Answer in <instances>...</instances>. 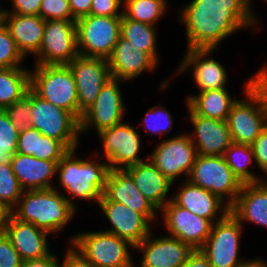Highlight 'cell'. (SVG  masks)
I'll list each match as a JSON object with an SVG mask.
<instances>
[{
  "mask_svg": "<svg viewBox=\"0 0 267 267\" xmlns=\"http://www.w3.org/2000/svg\"><path fill=\"white\" fill-rule=\"evenodd\" d=\"M251 0H191L179 13L186 28L187 49H218L241 29L258 28ZM252 6V7H251Z\"/></svg>",
  "mask_w": 267,
  "mask_h": 267,
  "instance_id": "obj_1",
  "label": "cell"
},
{
  "mask_svg": "<svg viewBox=\"0 0 267 267\" xmlns=\"http://www.w3.org/2000/svg\"><path fill=\"white\" fill-rule=\"evenodd\" d=\"M77 148L70 150L58 163L57 173L59 187L68 193L67 201L77 210L73 199L79 198L90 202L100 201L105 190L106 178L109 172L108 163L76 158ZM92 200V201H91Z\"/></svg>",
  "mask_w": 267,
  "mask_h": 267,
  "instance_id": "obj_2",
  "label": "cell"
},
{
  "mask_svg": "<svg viewBox=\"0 0 267 267\" xmlns=\"http://www.w3.org/2000/svg\"><path fill=\"white\" fill-rule=\"evenodd\" d=\"M58 189L56 186L45 190L23 191L11 213L17 219L32 223L50 235L62 232L77 210Z\"/></svg>",
  "mask_w": 267,
  "mask_h": 267,
  "instance_id": "obj_3",
  "label": "cell"
},
{
  "mask_svg": "<svg viewBox=\"0 0 267 267\" xmlns=\"http://www.w3.org/2000/svg\"><path fill=\"white\" fill-rule=\"evenodd\" d=\"M30 89L78 119L77 87L68 65H35L30 71Z\"/></svg>",
  "mask_w": 267,
  "mask_h": 267,
  "instance_id": "obj_4",
  "label": "cell"
},
{
  "mask_svg": "<svg viewBox=\"0 0 267 267\" xmlns=\"http://www.w3.org/2000/svg\"><path fill=\"white\" fill-rule=\"evenodd\" d=\"M70 244L78 250L94 267H119L132 261L129 241L102 231H88L74 235Z\"/></svg>",
  "mask_w": 267,
  "mask_h": 267,
  "instance_id": "obj_5",
  "label": "cell"
},
{
  "mask_svg": "<svg viewBox=\"0 0 267 267\" xmlns=\"http://www.w3.org/2000/svg\"><path fill=\"white\" fill-rule=\"evenodd\" d=\"M187 180L217 195L229 207L235 202L243 185L224 156L215 155H197Z\"/></svg>",
  "mask_w": 267,
  "mask_h": 267,
  "instance_id": "obj_6",
  "label": "cell"
},
{
  "mask_svg": "<svg viewBox=\"0 0 267 267\" xmlns=\"http://www.w3.org/2000/svg\"><path fill=\"white\" fill-rule=\"evenodd\" d=\"M31 127L61 141L69 150L78 148L80 121L70 112L40 98L30 89Z\"/></svg>",
  "mask_w": 267,
  "mask_h": 267,
  "instance_id": "obj_7",
  "label": "cell"
},
{
  "mask_svg": "<svg viewBox=\"0 0 267 267\" xmlns=\"http://www.w3.org/2000/svg\"><path fill=\"white\" fill-rule=\"evenodd\" d=\"M243 99H238L231 107L227 125L234 143L252 145L267 128V107L250 88V78L243 87Z\"/></svg>",
  "mask_w": 267,
  "mask_h": 267,
  "instance_id": "obj_8",
  "label": "cell"
},
{
  "mask_svg": "<svg viewBox=\"0 0 267 267\" xmlns=\"http://www.w3.org/2000/svg\"><path fill=\"white\" fill-rule=\"evenodd\" d=\"M122 16L88 15L76 21L78 52L81 56L108 59L120 37Z\"/></svg>",
  "mask_w": 267,
  "mask_h": 267,
  "instance_id": "obj_9",
  "label": "cell"
},
{
  "mask_svg": "<svg viewBox=\"0 0 267 267\" xmlns=\"http://www.w3.org/2000/svg\"><path fill=\"white\" fill-rule=\"evenodd\" d=\"M243 225L229 211L213 224L211 233L200 248L212 267H240L245 261L239 258Z\"/></svg>",
  "mask_w": 267,
  "mask_h": 267,
  "instance_id": "obj_10",
  "label": "cell"
},
{
  "mask_svg": "<svg viewBox=\"0 0 267 267\" xmlns=\"http://www.w3.org/2000/svg\"><path fill=\"white\" fill-rule=\"evenodd\" d=\"M79 55L76 20H47L35 65H68Z\"/></svg>",
  "mask_w": 267,
  "mask_h": 267,
  "instance_id": "obj_11",
  "label": "cell"
},
{
  "mask_svg": "<svg viewBox=\"0 0 267 267\" xmlns=\"http://www.w3.org/2000/svg\"><path fill=\"white\" fill-rule=\"evenodd\" d=\"M129 123H120L98 133L109 169L125 170L148 159L140 158V132Z\"/></svg>",
  "mask_w": 267,
  "mask_h": 267,
  "instance_id": "obj_12",
  "label": "cell"
},
{
  "mask_svg": "<svg viewBox=\"0 0 267 267\" xmlns=\"http://www.w3.org/2000/svg\"><path fill=\"white\" fill-rule=\"evenodd\" d=\"M197 155L190 135L182 133L160 141L148 159L174 184L182 175L187 180Z\"/></svg>",
  "mask_w": 267,
  "mask_h": 267,
  "instance_id": "obj_13",
  "label": "cell"
},
{
  "mask_svg": "<svg viewBox=\"0 0 267 267\" xmlns=\"http://www.w3.org/2000/svg\"><path fill=\"white\" fill-rule=\"evenodd\" d=\"M126 83L116 78L109 79L101 88L98 97L80 119V134L88 132L92 127L96 134L123 122L125 117L124 97L120 83Z\"/></svg>",
  "mask_w": 267,
  "mask_h": 267,
  "instance_id": "obj_14",
  "label": "cell"
},
{
  "mask_svg": "<svg viewBox=\"0 0 267 267\" xmlns=\"http://www.w3.org/2000/svg\"><path fill=\"white\" fill-rule=\"evenodd\" d=\"M70 67L78 93V120L92 106L103 85L112 78L108 59L78 55Z\"/></svg>",
  "mask_w": 267,
  "mask_h": 267,
  "instance_id": "obj_15",
  "label": "cell"
},
{
  "mask_svg": "<svg viewBox=\"0 0 267 267\" xmlns=\"http://www.w3.org/2000/svg\"><path fill=\"white\" fill-rule=\"evenodd\" d=\"M159 212L168 235L178 238L194 250L203 246L214 224L211 220L177 205L172 199Z\"/></svg>",
  "mask_w": 267,
  "mask_h": 267,
  "instance_id": "obj_16",
  "label": "cell"
},
{
  "mask_svg": "<svg viewBox=\"0 0 267 267\" xmlns=\"http://www.w3.org/2000/svg\"><path fill=\"white\" fill-rule=\"evenodd\" d=\"M218 49H187L175 76L189 72L193 74V80L198 87V92L227 89L228 73L213 53ZM177 73V74H176Z\"/></svg>",
  "mask_w": 267,
  "mask_h": 267,
  "instance_id": "obj_17",
  "label": "cell"
},
{
  "mask_svg": "<svg viewBox=\"0 0 267 267\" xmlns=\"http://www.w3.org/2000/svg\"><path fill=\"white\" fill-rule=\"evenodd\" d=\"M150 233L136 247L142 254L140 267H182L194 249L172 236Z\"/></svg>",
  "mask_w": 267,
  "mask_h": 267,
  "instance_id": "obj_18",
  "label": "cell"
},
{
  "mask_svg": "<svg viewBox=\"0 0 267 267\" xmlns=\"http://www.w3.org/2000/svg\"><path fill=\"white\" fill-rule=\"evenodd\" d=\"M100 201H116L142 214L149 222L156 220L159 211L136 187L125 170L109 169L105 190Z\"/></svg>",
  "mask_w": 267,
  "mask_h": 267,
  "instance_id": "obj_19",
  "label": "cell"
},
{
  "mask_svg": "<svg viewBox=\"0 0 267 267\" xmlns=\"http://www.w3.org/2000/svg\"><path fill=\"white\" fill-rule=\"evenodd\" d=\"M111 228L104 230L129 241L135 247L152 231L151 223L140 213L116 201H99Z\"/></svg>",
  "mask_w": 267,
  "mask_h": 267,
  "instance_id": "obj_20",
  "label": "cell"
},
{
  "mask_svg": "<svg viewBox=\"0 0 267 267\" xmlns=\"http://www.w3.org/2000/svg\"><path fill=\"white\" fill-rule=\"evenodd\" d=\"M193 133H189L198 155L223 156L232 143L226 121L196 115L187 106Z\"/></svg>",
  "mask_w": 267,
  "mask_h": 267,
  "instance_id": "obj_21",
  "label": "cell"
},
{
  "mask_svg": "<svg viewBox=\"0 0 267 267\" xmlns=\"http://www.w3.org/2000/svg\"><path fill=\"white\" fill-rule=\"evenodd\" d=\"M3 231L22 261L44 256L50 251L47 241L49 233L17 219L11 212L5 217Z\"/></svg>",
  "mask_w": 267,
  "mask_h": 267,
  "instance_id": "obj_22",
  "label": "cell"
},
{
  "mask_svg": "<svg viewBox=\"0 0 267 267\" xmlns=\"http://www.w3.org/2000/svg\"><path fill=\"white\" fill-rule=\"evenodd\" d=\"M111 76L125 82L132 81L140 74L158 68V63L148 54L138 50L121 36L108 58Z\"/></svg>",
  "mask_w": 267,
  "mask_h": 267,
  "instance_id": "obj_23",
  "label": "cell"
},
{
  "mask_svg": "<svg viewBox=\"0 0 267 267\" xmlns=\"http://www.w3.org/2000/svg\"><path fill=\"white\" fill-rule=\"evenodd\" d=\"M9 160L12 171L24 191L45 190L56 186H53L52 181L56 178L53 176L57 173V165L60 161L42 160L17 152Z\"/></svg>",
  "mask_w": 267,
  "mask_h": 267,
  "instance_id": "obj_24",
  "label": "cell"
},
{
  "mask_svg": "<svg viewBox=\"0 0 267 267\" xmlns=\"http://www.w3.org/2000/svg\"><path fill=\"white\" fill-rule=\"evenodd\" d=\"M180 185L172 200L190 212L211 220L213 223L221 220L230 210V207L217 195L212 194L188 180Z\"/></svg>",
  "mask_w": 267,
  "mask_h": 267,
  "instance_id": "obj_25",
  "label": "cell"
},
{
  "mask_svg": "<svg viewBox=\"0 0 267 267\" xmlns=\"http://www.w3.org/2000/svg\"><path fill=\"white\" fill-rule=\"evenodd\" d=\"M229 211L243 226L248 222L267 228V182L243 184Z\"/></svg>",
  "mask_w": 267,
  "mask_h": 267,
  "instance_id": "obj_26",
  "label": "cell"
},
{
  "mask_svg": "<svg viewBox=\"0 0 267 267\" xmlns=\"http://www.w3.org/2000/svg\"><path fill=\"white\" fill-rule=\"evenodd\" d=\"M125 171L132 177L136 187L152 205L160 211L172 199L168 197L172 188L170 181L149 159L128 167Z\"/></svg>",
  "mask_w": 267,
  "mask_h": 267,
  "instance_id": "obj_27",
  "label": "cell"
},
{
  "mask_svg": "<svg viewBox=\"0 0 267 267\" xmlns=\"http://www.w3.org/2000/svg\"><path fill=\"white\" fill-rule=\"evenodd\" d=\"M4 24L25 59L28 54L35 56L38 53L43 38L45 20L39 15L5 13Z\"/></svg>",
  "mask_w": 267,
  "mask_h": 267,
  "instance_id": "obj_28",
  "label": "cell"
},
{
  "mask_svg": "<svg viewBox=\"0 0 267 267\" xmlns=\"http://www.w3.org/2000/svg\"><path fill=\"white\" fill-rule=\"evenodd\" d=\"M238 100L227 89H213L186 97V105L199 116L226 121L232 105Z\"/></svg>",
  "mask_w": 267,
  "mask_h": 267,
  "instance_id": "obj_29",
  "label": "cell"
},
{
  "mask_svg": "<svg viewBox=\"0 0 267 267\" xmlns=\"http://www.w3.org/2000/svg\"><path fill=\"white\" fill-rule=\"evenodd\" d=\"M156 31V26L134 21L122 15L120 36L138 50L148 53L159 64Z\"/></svg>",
  "mask_w": 267,
  "mask_h": 267,
  "instance_id": "obj_30",
  "label": "cell"
},
{
  "mask_svg": "<svg viewBox=\"0 0 267 267\" xmlns=\"http://www.w3.org/2000/svg\"><path fill=\"white\" fill-rule=\"evenodd\" d=\"M30 89V70L25 67L0 68V110L21 99Z\"/></svg>",
  "mask_w": 267,
  "mask_h": 267,
  "instance_id": "obj_31",
  "label": "cell"
},
{
  "mask_svg": "<svg viewBox=\"0 0 267 267\" xmlns=\"http://www.w3.org/2000/svg\"><path fill=\"white\" fill-rule=\"evenodd\" d=\"M223 156L234 175L242 184L256 183L263 180L261 176H257L248 169L250 168L249 165H252L253 161H255L252 145L232 142Z\"/></svg>",
  "mask_w": 267,
  "mask_h": 267,
  "instance_id": "obj_32",
  "label": "cell"
},
{
  "mask_svg": "<svg viewBox=\"0 0 267 267\" xmlns=\"http://www.w3.org/2000/svg\"><path fill=\"white\" fill-rule=\"evenodd\" d=\"M123 3V14L127 18L153 26L169 7L167 0H123Z\"/></svg>",
  "mask_w": 267,
  "mask_h": 267,
  "instance_id": "obj_33",
  "label": "cell"
},
{
  "mask_svg": "<svg viewBox=\"0 0 267 267\" xmlns=\"http://www.w3.org/2000/svg\"><path fill=\"white\" fill-rule=\"evenodd\" d=\"M23 189L12 171L10 160L0 162V206L11 212L18 204Z\"/></svg>",
  "mask_w": 267,
  "mask_h": 267,
  "instance_id": "obj_34",
  "label": "cell"
},
{
  "mask_svg": "<svg viewBox=\"0 0 267 267\" xmlns=\"http://www.w3.org/2000/svg\"><path fill=\"white\" fill-rule=\"evenodd\" d=\"M144 115L143 126L145 131L155 135H167L172 130L173 118L166 107L158 104L148 108Z\"/></svg>",
  "mask_w": 267,
  "mask_h": 267,
  "instance_id": "obj_35",
  "label": "cell"
},
{
  "mask_svg": "<svg viewBox=\"0 0 267 267\" xmlns=\"http://www.w3.org/2000/svg\"><path fill=\"white\" fill-rule=\"evenodd\" d=\"M23 55L19 52L9 29L4 25L0 27V68L24 67Z\"/></svg>",
  "mask_w": 267,
  "mask_h": 267,
  "instance_id": "obj_36",
  "label": "cell"
},
{
  "mask_svg": "<svg viewBox=\"0 0 267 267\" xmlns=\"http://www.w3.org/2000/svg\"><path fill=\"white\" fill-rule=\"evenodd\" d=\"M5 111L9 115L12 125L18 131L31 127L30 89L26 95L9 105Z\"/></svg>",
  "mask_w": 267,
  "mask_h": 267,
  "instance_id": "obj_37",
  "label": "cell"
},
{
  "mask_svg": "<svg viewBox=\"0 0 267 267\" xmlns=\"http://www.w3.org/2000/svg\"><path fill=\"white\" fill-rule=\"evenodd\" d=\"M19 131L12 125L5 110H0V150L10 158L16 153Z\"/></svg>",
  "mask_w": 267,
  "mask_h": 267,
  "instance_id": "obj_38",
  "label": "cell"
},
{
  "mask_svg": "<svg viewBox=\"0 0 267 267\" xmlns=\"http://www.w3.org/2000/svg\"><path fill=\"white\" fill-rule=\"evenodd\" d=\"M70 150L59 140L42 135L38 138L35 158L49 161H60Z\"/></svg>",
  "mask_w": 267,
  "mask_h": 267,
  "instance_id": "obj_39",
  "label": "cell"
},
{
  "mask_svg": "<svg viewBox=\"0 0 267 267\" xmlns=\"http://www.w3.org/2000/svg\"><path fill=\"white\" fill-rule=\"evenodd\" d=\"M39 16L47 20H75L68 0H42Z\"/></svg>",
  "mask_w": 267,
  "mask_h": 267,
  "instance_id": "obj_40",
  "label": "cell"
},
{
  "mask_svg": "<svg viewBox=\"0 0 267 267\" xmlns=\"http://www.w3.org/2000/svg\"><path fill=\"white\" fill-rule=\"evenodd\" d=\"M41 136L42 133L32 127L19 131L16 152L35 157V154H37L38 138Z\"/></svg>",
  "mask_w": 267,
  "mask_h": 267,
  "instance_id": "obj_41",
  "label": "cell"
},
{
  "mask_svg": "<svg viewBox=\"0 0 267 267\" xmlns=\"http://www.w3.org/2000/svg\"><path fill=\"white\" fill-rule=\"evenodd\" d=\"M22 260L4 231L0 232V267H21Z\"/></svg>",
  "mask_w": 267,
  "mask_h": 267,
  "instance_id": "obj_42",
  "label": "cell"
},
{
  "mask_svg": "<svg viewBox=\"0 0 267 267\" xmlns=\"http://www.w3.org/2000/svg\"><path fill=\"white\" fill-rule=\"evenodd\" d=\"M90 15L95 16H122L124 6L123 0H91Z\"/></svg>",
  "mask_w": 267,
  "mask_h": 267,
  "instance_id": "obj_43",
  "label": "cell"
},
{
  "mask_svg": "<svg viewBox=\"0 0 267 267\" xmlns=\"http://www.w3.org/2000/svg\"><path fill=\"white\" fill-rule=\"evenodd\" d=\"M256 165L265 173L267 171V128L256 138L252 144Z\"/></svg>",
  "mask_w": 267,
  "mask_h": 267,
  "instance_id": "obj_44",
  "label": "cell"
},
{
  "mask_svg": "<svg viewBox=\"0 0 267 267\" xmlns=\"http://www.w3.org/2000/svg\"><path fill=\"white\" fill-rule=\"evenodd\" d=\"M42 0H11L10 10H4L5 13L18 15H39Z\"/></svg>",
  "mask_w": 267,
  "mask_h": 267,
  "instance_id": "obj_45",
  "label": "cell"
},
{
  "mask_svg": "<svg viewBox=\"0 0 267 267\" xmlns=\"http://www.w3.org/2000/svg\"><path fill=\"white\" fill-rule=\"evenodd\" d=\"M250 88L261 98L267 107V66L264 65L250 78Z\"/></svg>",
  "mask_w": 267,
  "mask_h": 267,
  "instance_id": "obj_46",
  "label": "cell"
},
{
  "mask_svg": "<svg viewBox=\"0 0 267 267\" xmlns=\"http://www.w3.org/2000/svg\"><path fill=\"white\" fill-rule=\"evenodd\" d=\"M66 254L60 263V267H94L78 250H76L71 244L68 246Z\"/></svg>",
  "mask_w": 267,
  "mask_h": 267,
  "instance_id": "obj_47",
  "label": "cell"
},
{
  "mask_svg": "<svg viewBox=\"0 0 267 267\" xmlns=\"http://www.w3.org/2000/svg\"><path fill=\"white\" fill-rule=\"evenodd\" d=\"M58 257L51 250L44 256L22 261L21 267H57Z\"/></svg>",
  "mask_w": 267,
  "mask_h": 267,
  "instance_id": "obj_48",
  "label": "cell"
},
{
  "mask_svg": "<svg viewBox=\"0 0 267 267\" xmlns=\"http://www.w3.org/2000/svg\"><path fill=\"white\" fill-rule=\"evenodd\" d=\"M73 18L77 21L80 18L90 15L91 0H68Z\"/></svg>",
  "mask_w": 267,
  "mask_h": 267,
  "instance_id": "obj_49",
  "label": "cell"
},
{
  "mask_svg": "<svg viewBox=\"0 0 267 267\" xmlns=\"http://www.w3.org/2000/svg\"><path fill=\"white\" fill-rule=\"evenodd\" d=\"M182 267H212L209 259L201 252L195 249L188 257Z\"/></svg>",
  "mask_w": 267,
  "mask_h": 267,
  "instance_id": "obj_50",
  "label": "cell"
},
{
  "mask_svg": "<svg viewBox=\"0 0 267 267\" xmlns=\"http://www.w3.org/2000/svg\"><path fill=\"white\" fill-rule=\"evenodd\" d=\"M240 267H267V261L259 258L247 259L245 260Z\"/></svg>",
  "mask_w": 267,
  "mask_h": 267,
  "instance_id": "obj_51",
  "label": "cell"
},
{
  "mask_svg": "<svg viewBox=\"0 0 267 267\" xmlns=\"http://www.w3.org/2000/svg\"><path fill=\"white\" fill-rule=\"evenodd\" d=\"M7 213H8V212H6V211L0 206V232L3 231L4 221H5V217H6Z\"/></svg>",
  "mask_w": 267,
  "mask_h": 267,
  "instance_id": "obj_52",
  "label": "cell"
},
{
  "mask_svg": "<svg viewBox=\"0 0 267 267\" xmlns=\"http://www.w3.org/2000/svg\"><path fill=\"white\" fill-rule=\"evenodd\" d=\"M1 9H0V27L2 26V25H4V15H5V9H2V7H0Z\"/></svg>",
  "mask_w": 267,
  "mask_h": 267,
  "instance_id": "obj_53",
  "label": "cell"
},
{
  "mask_svg": "<svg viewBox=\"0 0 267 267\" xmlns=\"http://www.w3.org/2000/svg\"><path fill=\"white\" fill-rule=\"evenodd\" d=\"M9 158L5 155L4 151L0 150V162L7 161Z\"/></svg>",
  "mask_w": 267,
  "mask_h": 267,
  "instance_id": "obj_54",
  "label": "cell"
},
{
  "mask_svg": "<svg viewBox=\"0 0 267 267\" xmlns=\"http://www.w3.org/2000/svg\"><path fill=\"white\" fill-rule=\"evenodd\" d=\"M135 263L136 262L132 260L131 262H129L125 265L119 266V267H135L136 266Z\"/></svg>",
  "mask_w": 267,
  "mask_h": 267,
  "instance_id": "obj_55",
  "label": "cell"
},
{
  "mask_svg": "<svg viewBox=\"0 0 267 267\" xmlns=\"http://www.w3.org/2000/svg\"><path fill=\"white\" fill-rule=\"evenodd\" d=\"M266 175V177H267V171L264 173V176ZM263 182H267V178H265V179H263L262 180Z\"/></svg>",
  "mask_w": 267,
  "mask_h": 267,
  "instance_id": "obj_56",
  "label": "cell"
}]
</instances>
